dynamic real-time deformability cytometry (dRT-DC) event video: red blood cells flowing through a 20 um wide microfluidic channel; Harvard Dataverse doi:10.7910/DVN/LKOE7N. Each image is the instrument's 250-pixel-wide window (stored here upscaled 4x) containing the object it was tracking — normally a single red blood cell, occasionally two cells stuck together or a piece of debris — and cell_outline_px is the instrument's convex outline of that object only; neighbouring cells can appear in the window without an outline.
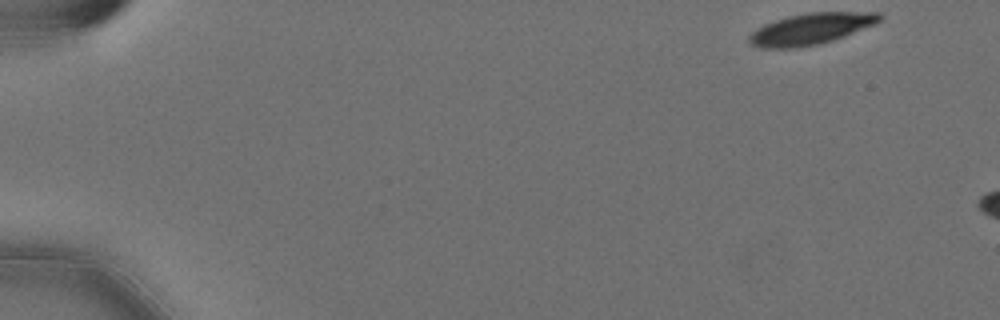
{"species": "Egyptian fruit bat (a non-hibernating species)", "species_latin": "Rousettus aegyptiacus", "temperature_condition": "cold", "stored_images_in_passage": 7, "camera_frame_rate_fps": 3000, "um_per_image_px": 0.085, "animal": {"sex": "female"}, "frame": {"image": 1, "passage_image": 1, "time_ms": 0.0, "image_size_px": [1000, 320], "cell_outline_px": [[884, 16], [876, 24], [844, 36], [820, 44], [796, 48], [760, 48], [752, 44], [748, 40], [748, 36], [756, 28], [764, 24], [788, 16], [808, 12], [880, 12]], "centroid_in_image_um": [68.94, 2.45], "position_along_channel_um": 16.1, "area_um2": 23.87}}